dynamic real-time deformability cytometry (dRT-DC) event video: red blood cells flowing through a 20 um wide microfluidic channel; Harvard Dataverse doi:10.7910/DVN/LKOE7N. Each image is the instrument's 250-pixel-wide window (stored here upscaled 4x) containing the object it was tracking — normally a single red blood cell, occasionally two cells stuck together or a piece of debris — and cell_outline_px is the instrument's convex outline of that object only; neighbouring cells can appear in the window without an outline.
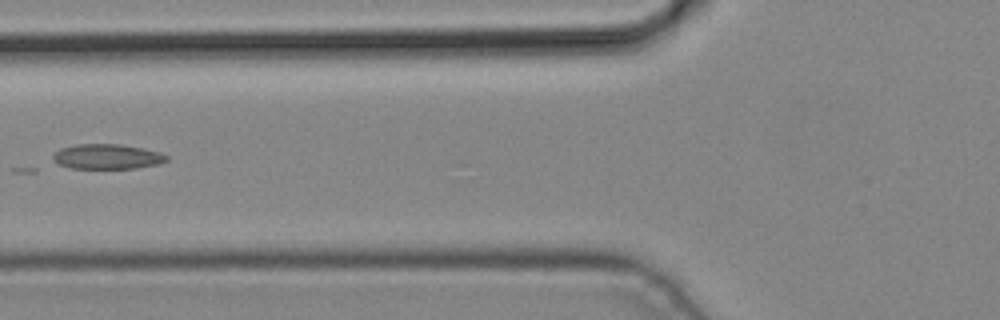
{"species": "common noctule bat (a hibernating species)", "species_latin": "Nyctalus noctula", "temperature_condition": "cold", "stored_images_in_passage": 3, "camera_frame_rate_fps": 3000, "um_per_image_px": 0.085, "animal": {"sex": "male", "body_mass_g": 19.2, "forearm_length_mm": 51.8}, "frame": {"image": 1, "passage_image": 3, "time_ms": 0.667, "image_size_px": [1000, 320], "cell_outline_px": [[168, 160], [160, 164], [136, 168], [72, 168], [60, 164], [52, 160], [52, 156], [60, 148], [76, 144], [120, 144], [144, 148], [160, 152], [168, 156]], "centroid_in_image_um": [9.14, 13.3], "position_along_channel_um": 116.7, "area_um2": 16.59}}